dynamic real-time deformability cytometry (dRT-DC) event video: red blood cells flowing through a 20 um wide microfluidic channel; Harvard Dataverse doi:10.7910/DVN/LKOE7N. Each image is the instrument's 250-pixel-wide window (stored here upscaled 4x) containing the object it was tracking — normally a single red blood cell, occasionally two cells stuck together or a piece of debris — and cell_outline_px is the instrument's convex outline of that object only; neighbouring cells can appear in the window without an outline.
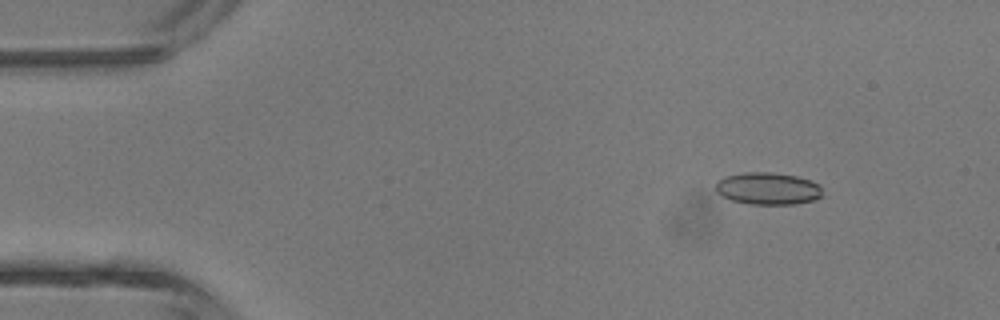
{"species": "common noctule bat (a hibernating species)", "species_latin": "Nyctalus noctula", "temperature_condition": "room temperature", "stored_images_in_passage": 4, "camera_frame_rate_fps": 3000, "um_per_image_px": 0.085, "animal": {"sex": "male", "body_mass_g": 13.3}, "frame": {"image": 1, "passage_image": 1, "time_ms": 0.0, "image_size_px": [1000, 320], "cell_outline_px": [[820, 196], [812, 200], [796, 204], [752, 204], [732, 200], [716, 192], [716, 180], [724, 176], [744, 172], [772, 172], [796, 176], [820, 184]], "centroid_in_image_um": [65.22, 16.01], "position_along_channel_um": 19.8, "area_um2": 19.88}}